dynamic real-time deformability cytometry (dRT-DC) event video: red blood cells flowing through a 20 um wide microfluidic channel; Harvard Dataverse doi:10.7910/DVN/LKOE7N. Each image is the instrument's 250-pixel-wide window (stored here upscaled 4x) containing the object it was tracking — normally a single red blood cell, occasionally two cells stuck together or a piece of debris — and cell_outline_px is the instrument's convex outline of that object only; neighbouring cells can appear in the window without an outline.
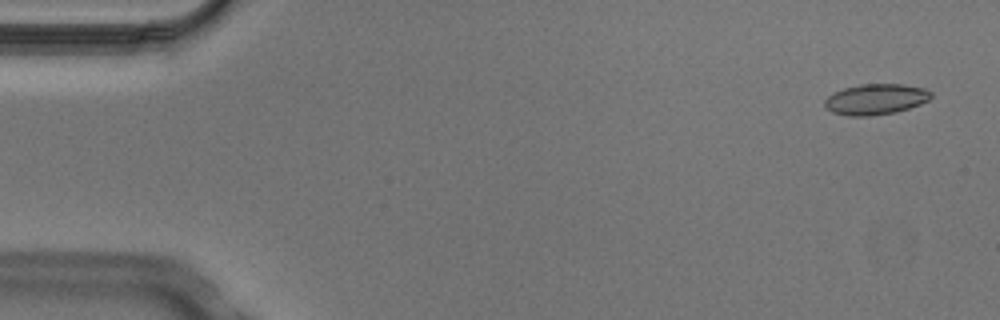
{"species": "Egyptian fruit bat (a non-hibernating species)", "species_latin": "Rousettus aegyptiacus", "temperature_condition": "cold", "stored_images_in_passage": 6, "segment_of_instrument_passage": [2, 2], "camera_frame_rate_fps": 3000, "um_per_image_px": 0.085, "animal": {"sex": "male"}, "frame": {"image": 1, "passage_image": 6, "time_ms": 1.667, "image_size_px": [1000, 320], "cell_outline_px": [[932, 96], [928, 100], [920, 104], [896, 112], [872, 116], [848, 116], [832, 112], [824, 104], [824, 100], [832, 92], [844, 88], [860, 84], [904, 84], [924, 88], [932, 92]], "centroid_in_image_um": [74.43, 8.43], "position_along_channel_um": 10.6, "area_um2": 19.13}}